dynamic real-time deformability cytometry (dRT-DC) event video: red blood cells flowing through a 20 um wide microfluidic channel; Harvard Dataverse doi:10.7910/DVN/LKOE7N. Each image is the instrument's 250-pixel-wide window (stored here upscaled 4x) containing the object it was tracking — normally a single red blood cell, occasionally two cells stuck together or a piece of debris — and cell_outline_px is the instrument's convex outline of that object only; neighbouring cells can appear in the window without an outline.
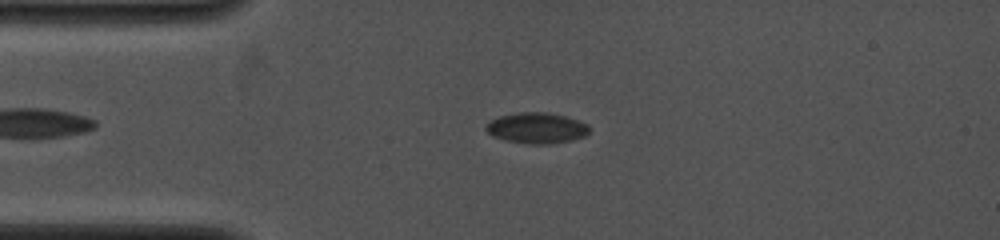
{"species": "common noctule bat (a hibernating species)", "species_latin": "Nyctalus noctula", "temperature_condition": "cold", "stored_images_in_passage": 17, "camera_frame_rate_fps": 4000, "um_per_image_px": 0.085, "animal": {"sex": "female", "body_mass_g": 19.0, "forearm_length_mm": 53.3}, "frame": {"image": 1, "passage_image": 9, "time_ms": 2.0, "image_size_px": [1000, 240], "cell_outline_px": [[588, 132], [584, 136], [572, 140], [548, 144], [532, 144], [508, 140], [492, 136], [484, 128], [492, 120], [500, 116], [516, 112], [548, 112], [580, 120], [588, 124]], "centroid_in_image_um": [45.63, 10.87], "position_along_channel_um": 39.4, "area_um2": 18.38}}
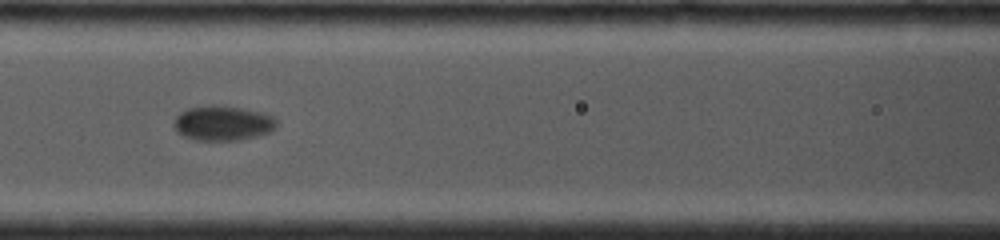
{"frame": {"image": 2, "passage_image": 14, "time_ms": 5.25, "image_size_px": [1000, 240], "cell_outline_px": [[276, 124], [268, 132], [256, 136], [236, 140], [196, 140], [184, 136], [176, 132], [176, 116], [184, 108], [212, 104], [240, 108], [260, 112], [272, 116], [276, 120]], "centroid_in_image_um": [18.88, 10.45], "position_along_channel_um": 147.7, "area_um2": 20.58}}
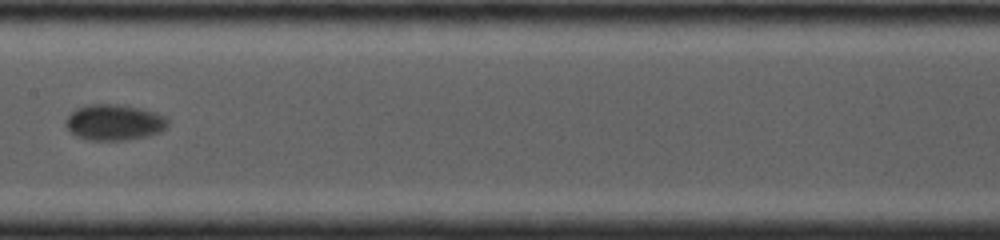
{"frame": {"image": 3, "passage_image": 16, "time_ms": 6.5, "image_size_px": [1000, 240], "cell_outline_px": [[168, 124], [160, 132], [148, 136], [124, 140], [88, 140], [76, 136], [64, 124], [64, 120], [76, 108], [88, 104], [124, 104], [156, 112], [164, 116], [168, 120]], "centroid_in_image_um": [9.7, 10.39], "position_along_channel_um": 197.7, "area_um2": 21.5}}